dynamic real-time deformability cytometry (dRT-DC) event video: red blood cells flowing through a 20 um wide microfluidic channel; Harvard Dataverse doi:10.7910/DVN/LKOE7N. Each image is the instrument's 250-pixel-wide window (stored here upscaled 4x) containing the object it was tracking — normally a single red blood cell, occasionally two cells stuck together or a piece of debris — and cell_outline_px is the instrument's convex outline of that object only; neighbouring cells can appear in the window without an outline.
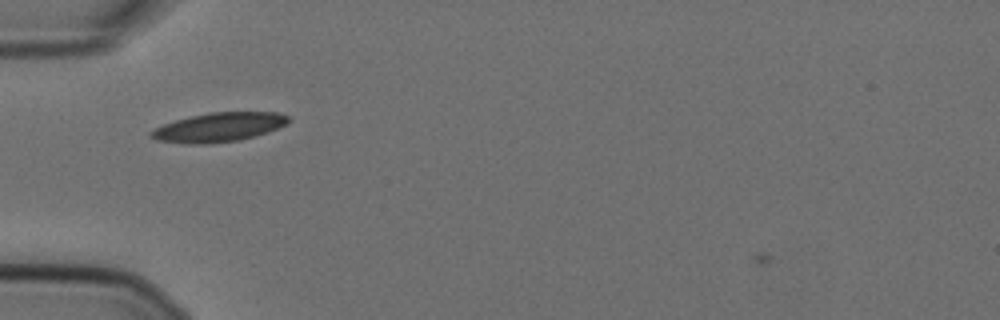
{"species": "Egyptian fruit bat (a non-hibernating species)", "species_latin": "Rousettus aegyptiacus", "temperature_condition": "cold", "stored_images_in_passage": 47, "camera_frame_rate_fps": 3000, "um_per_image_px": 0.085, "animal": {"sex": "female"}, "frame": {"image": 1, "passage_image": 9, "time_ms": 2.667, "image_size_px": [1000, 320], "cell_outline_px": [[292, 120], [288, 124], [268, 132], [240, 140], [208, 144], [184, 144], [156, 140], [148, 136], [148, 132], [164, 124], [176, 120], [208, 112], [280, 112], [288, 116]], "centroid_in_image_um": [18.62, 10.82], "position_along_channel_um": 66.4, "area_um2": 23.58}}
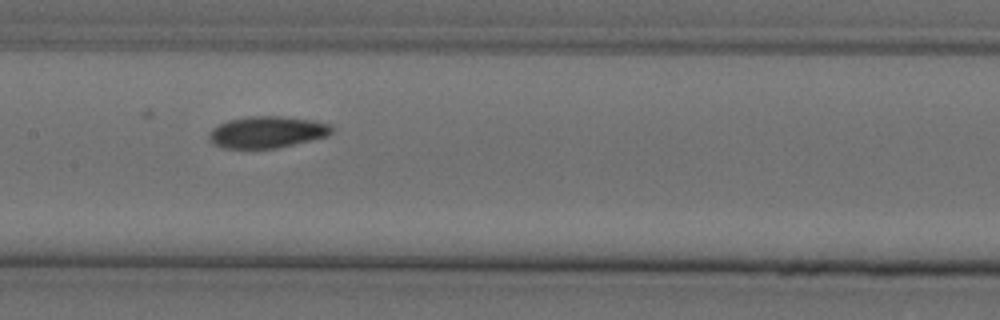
{"frame": {"image": 2, "passage_image": 19, "time_ms": 6.0, "image_size_px": [1000, 320], "cell_outline_px": [[332, 132], [328, 136], [276, 148], [220, 148], [212, 144], [208, 140], [208, 136], [212, 128], [228, 120], [248, 116], [280, 116], [316, 120], [332, 124]], "centroid_in_image_um": [22.69, 11.22], "position_along_channel_um": 184.7, "area_um2": 22.83}}
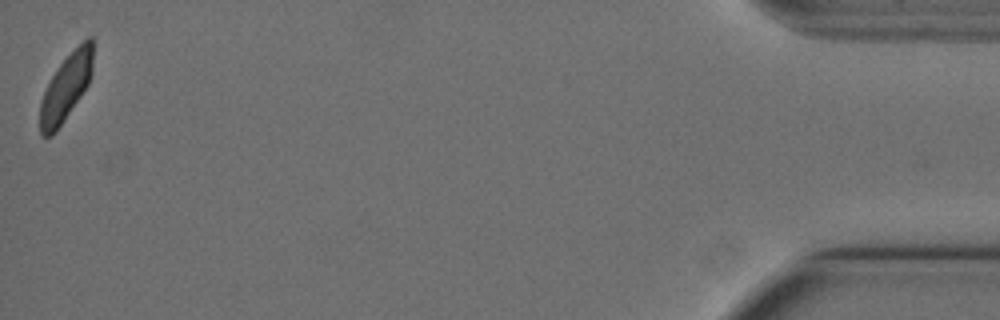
{"frame": {"image": 3, "passage_image": 47, "time_ms": 15.333, "image_size_px": [1000, 320], "cell_outline_px": [[92, 72], [88, 84], [56, 132], [52, 136], [40, 136], [40, 100], [52, 76], [60, 64], [88, 36], [92, 36]], "centroid_in_image_um": [5.59, 7.47], "position_along_channel_um": 429.6, "area_um2": 20.06}, "authors_computed_cell_mechanics": {"area_um2": 22.253, "velocity_mm_per_s": 3.5686, "shape_relaxation_time_tau1_ms": 4.6962, "shape_relaxation_time_tau2_ms": 5.1252, "deformation_change_tau1": 0.1128, "deformation_change_tau2": 0.0724}}